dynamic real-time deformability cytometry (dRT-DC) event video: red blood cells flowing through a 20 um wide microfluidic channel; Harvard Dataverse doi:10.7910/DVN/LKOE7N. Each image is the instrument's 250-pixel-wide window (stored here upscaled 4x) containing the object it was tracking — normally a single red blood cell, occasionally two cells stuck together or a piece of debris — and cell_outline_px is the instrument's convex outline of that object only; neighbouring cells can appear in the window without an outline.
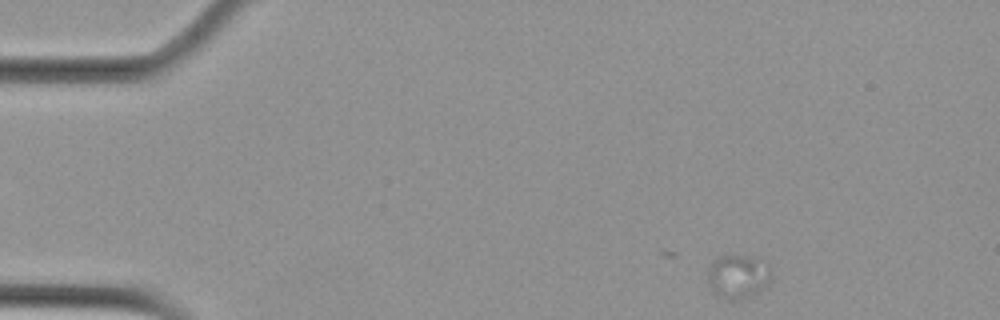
{"species": "Egyptian fruit bat (a non-hibernating species)", "species_latin": "Rousettus aegyptiacus", "temperature_condition": "cold", "stored_images_in_passage": 2, "camera_frame_rate_fps": 3000, "um_per_image_px": 0.085, "animal": {"sex": "female"}, "frame": {"image": 1, "passage_image": 2, "time_ms": 0.333, "image_size_px": [1000, 320], "cell_outline_px": [[772, 280], [768, 284], [740, 300], [732, 300], [720, 296], [712, 292], [708, 280], [708, 268], [716, 256], [744, 256], [768, 264]], "centroid_in_image_um": [62.68, 23.5], "position_along_channel_um": 22.3, "area_um2": 15.78}}